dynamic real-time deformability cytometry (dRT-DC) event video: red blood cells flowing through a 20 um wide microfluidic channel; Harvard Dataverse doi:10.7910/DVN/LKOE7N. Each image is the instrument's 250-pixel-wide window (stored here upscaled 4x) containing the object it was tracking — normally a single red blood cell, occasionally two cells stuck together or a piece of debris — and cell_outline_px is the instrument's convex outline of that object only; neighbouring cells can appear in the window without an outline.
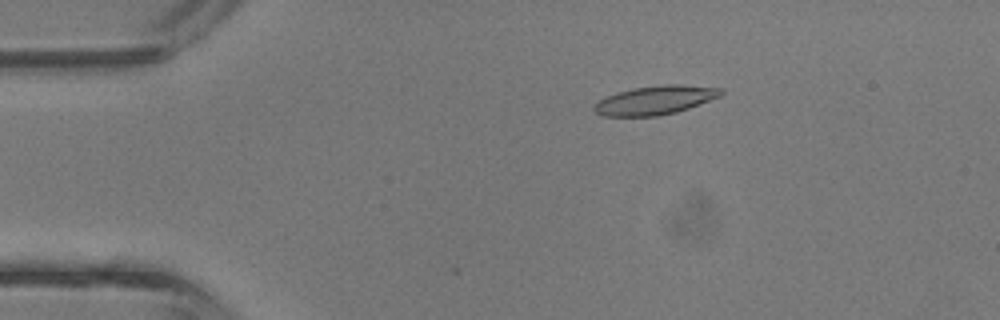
{"species": "common noctule bat (a hibernating species)", "species_latin": "Nyctalus noctula", "temperature_condition": "room temperature", "stored_images_in_passage": 8, "camera_frame_rate_fps": 3000, "um_per_image_px": 0.085, "animal": {"sex": "male", "body_mass_g": 13.3}, "frame": {"image": 1, "passage_image": 8, "time_ms": 2.333, "image_size_px": [1000, 320], "cell_outline_px": [[724, 92], [720, 96], [688, 108], [676, 112], [656, 116], [604, 116], [596, 112], [592, 108], [592, 104], [616, 92], [632, 88], [664, 84], [680, 84], [724, 88]], "centroid_in_image_um": [55.69, 8.5], "position_along_channel_um": 29.3, "area_um2": 21.33}}